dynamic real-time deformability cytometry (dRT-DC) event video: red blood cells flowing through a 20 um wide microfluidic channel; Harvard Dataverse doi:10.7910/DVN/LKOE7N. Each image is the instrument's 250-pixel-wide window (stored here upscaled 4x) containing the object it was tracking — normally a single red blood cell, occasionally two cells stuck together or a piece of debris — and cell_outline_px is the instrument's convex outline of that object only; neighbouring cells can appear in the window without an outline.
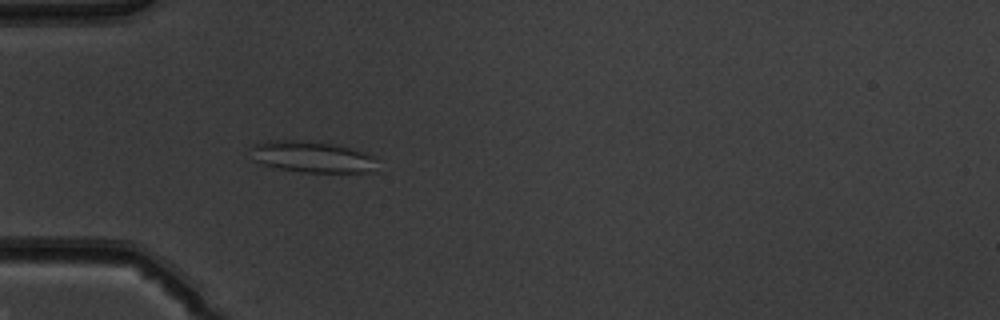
{"species": "common noctule bat (a hibernating species)", "species_latin": "Nyctalus noctula", "temperature_condition": "warm", "stored_images_in_passage": 50, "camera_frame_rate_fps": 3000, "um_per_image_px": 0.085, "animal": {"sex": "male", "body_mass_g": 19.5, "forearm_length_mm": 54.6}, "frame": {"image": 1, "passage_image": 16, "time_ms": 5.0, "image_size_px": [1000, 320], "cell_outline_px": [[376, 172], [304, 172], [280, 168], [264, 164], [252, 160], [252, 148], [256, 144], [268, 140], [328, 140], [352, 148], [372, 156], [376, 160]], "centroid_in_image_um": [26.58, 13.3], "position_along_channel_um": 58.4, "area_um2": 23.47}}
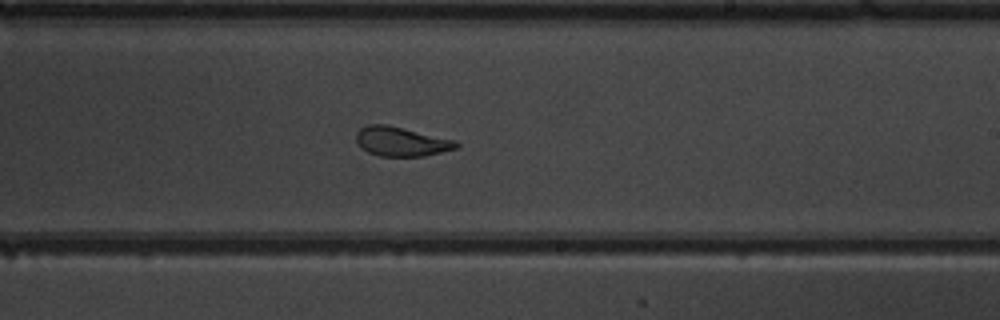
{"frame": {"image": 2, "passage_image": 31, "time_ms": 10.0, "image_size_px": [1000, 320], "cell_outline_px": [[460, 144], [456, 148], [424, 156], [380, 156], [368, 152], [356, 144], [356, 132], [360, 128], [368, 124], [388, 124], [456, 140]], "centroid_in_image_um": [34.08, 12.02], "position_along_channel_um": 254.9, "area_um2": 17.22}}
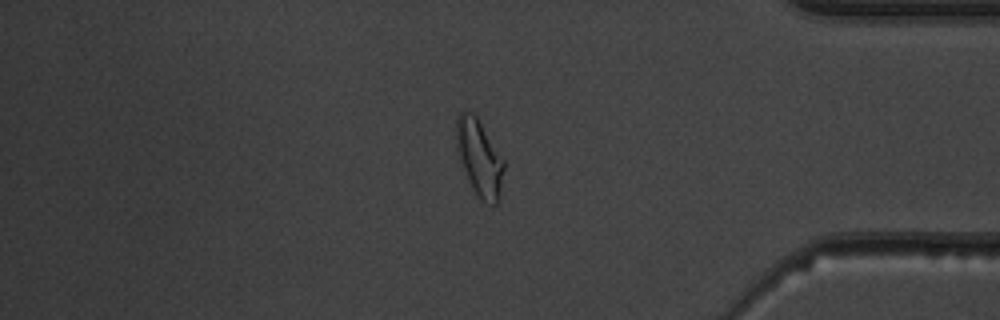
{"frame": {"image": 3, "passage_image": 43, "time_ms": 14.0, "image_size_px": [1000, 320], "cell_outline_px": [[504, 168], [500, 188], [496, 204], [492, 204], [480, 200], [476, 196], [460, 168], [456, 148], [456, 116], [460, 112], [472, 112], [476, 116], [504, 160]], "centroid_in_image_um": [40.69, 13.42], "position_along_channel_um": 394.5, "area_um2": 21.33}, "authors_computed_cell_mechanics": {"area_um2": 21.1548, "velocity_mm_per_s": 4.0573, "shape_relaxation_time_tau1_ms": 9.0114, "shape_relaxation_time_tau2_ms": 1.5876, "deformation_change_tau1": 0.2086, "deformation_change_tau2": 0.0902}}